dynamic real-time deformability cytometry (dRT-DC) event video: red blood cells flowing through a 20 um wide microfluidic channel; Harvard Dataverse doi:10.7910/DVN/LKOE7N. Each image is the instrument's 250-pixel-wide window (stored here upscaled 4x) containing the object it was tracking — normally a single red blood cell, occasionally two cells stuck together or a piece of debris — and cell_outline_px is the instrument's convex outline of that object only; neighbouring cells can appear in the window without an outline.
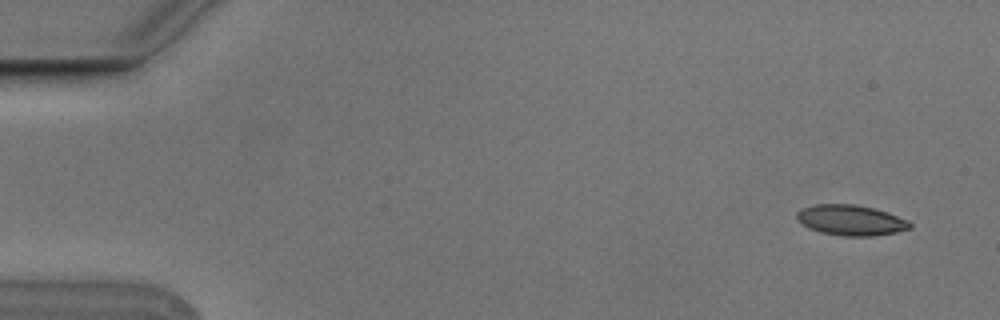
{"species": "Egyptian fruit bat (a non-hibernating species)", "species_latin": "Rousettus aegyptiacus", "temperature_condition": "cold", "stored_images_in_passage": 4, "camera_frame_rate_fps": 3000, "um_per_image_px": 0.085, "animal": {"sex": "male"}, "frame": {"image": 1, "passage_image": 2, "time_ms": 0.333, "image_size_px": [1000, 320], "cell_outline_px": [[912, 228], [896, 232], [872, 236], [844, 236], [820, 232], [808, 228], [796, 220], [796, 212], [800, 208], [816, 204], [856, 204], [888, 212], [908, 220], [912, 224]], "centroid_in_image_um": [72.3, 18.71], "position_along_channel_um": 12.7, "area_um2": 20.29}}